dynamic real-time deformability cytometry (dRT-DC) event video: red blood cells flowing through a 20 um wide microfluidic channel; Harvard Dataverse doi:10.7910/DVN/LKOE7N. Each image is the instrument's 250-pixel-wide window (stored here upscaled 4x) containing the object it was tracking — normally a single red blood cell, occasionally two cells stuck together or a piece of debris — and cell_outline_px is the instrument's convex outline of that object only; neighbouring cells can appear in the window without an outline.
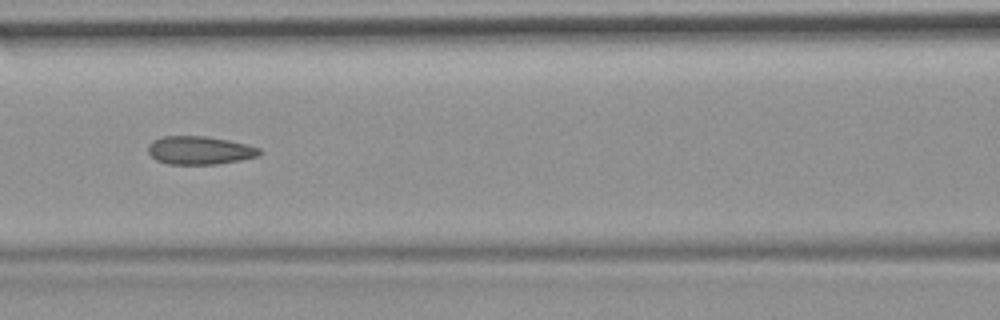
{"species": "common noctule bat (a hibernating species)", "species_latin": "Nyctalus noctula", "temperature_condition": "room temperature", "stored_images_in_passage": 53, "camera_frame_rate_fps": 3000, "um_per_image_px": 0.085, "animal": {"sex": "female", "body_mass_g": 19.9}, "frame": {"image": 1, "passage_image": 23, "time_ms": 7.333, "image_size_px": [1000, 320], "cell_outline_px": [[260, 156], [240, 160], [216, 164], [168, 164], [156, 160], [148, 152], [148, 144], [152, 140], [164, 136], [204, 136], [228, 140], [260, 148]], "centroid_in_image_um": [16.94, 12.78], "position_along_channel_um": 149.7, "area_um2": 18.26}, "authors_computed_cell_mechanics": {"area_um2": 18.6116, "velocity_mm_per_s": 3.7494, "shape_relaxation_time_tau1_ms": null, "shape_relaxation_time_tau2_ms": 1.9407, "deformation_change_tau1": null, "deformation_change_tau2": 0.0934}}